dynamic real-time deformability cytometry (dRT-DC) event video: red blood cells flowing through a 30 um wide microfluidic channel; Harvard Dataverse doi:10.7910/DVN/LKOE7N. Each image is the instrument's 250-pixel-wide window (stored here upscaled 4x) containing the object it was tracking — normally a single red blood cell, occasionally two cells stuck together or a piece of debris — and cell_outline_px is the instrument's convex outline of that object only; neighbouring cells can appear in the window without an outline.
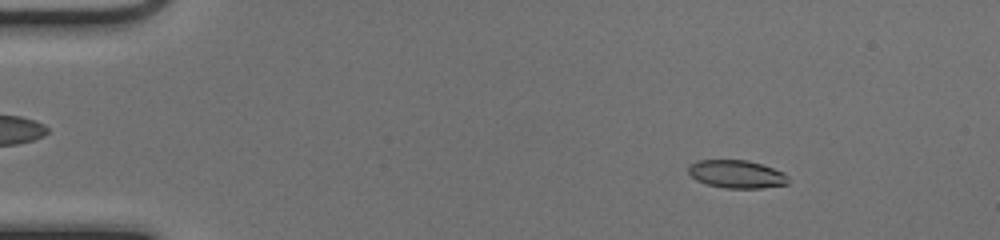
{"species": "common noctule bat (a hibernating species)", "species_latin": "Nyctalus noctula", "temperature_condition": "cold", "stored_images_in_passage": 43, "camera_frame_rate_fps": 3000, "um_per_image_px": 0.085, "animal": {"sex": "female", "body_mass_g": 17.0, "forearm_length_mm": 48.0}, "frame": {"image": 1, "passage_image": 7, "time_ms": 2.0, "image_size_px": [1000, 240], "cell_outline_px": [[788, 184], [760, 188], [724, 188], [708, 184], [696, 180], [688, 172], [688, 168], [692, 164], [700, 160], [748, 160], [784, 172], [788, 176]], "centroid_in_image_um": [62.63, 14.8], "position_along_channel_um": 22.4, "area_um2": 16.13}}
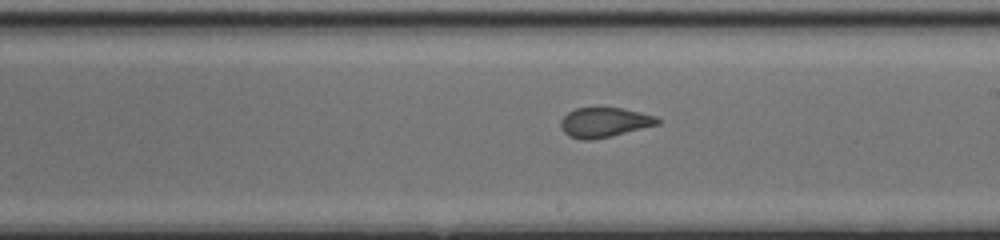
{"frame": {"image": 2, "passage_image": 22, "time_ms": 7.0, "image_size_px": [1000, 240], "cell_outline_px": [[660, 124], [612, 136], [592, 140], [584, 140], [568, 136], [560, 128], [560, 120], [568, 112], [576, 108], [620, 108], [640, 112], [656, 116], [660, 120]], "centroid_in_image_um": [51.36, 10.41], "position_along_channel_um": 237.6, "area_um2": 16.82}}
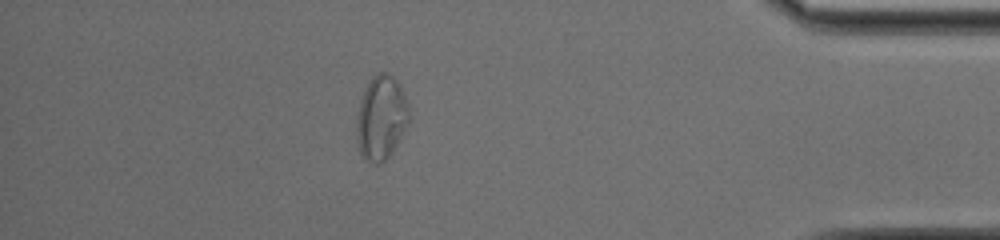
{"frame": {"image": 3, "passage_image": 37, "time_ms": 12.0, "image_size_px": [1000, 240], "cell_outline_px": [[408, 124], [392, 152], [380, 164], [372, 164], [364, 160], [360, 156], [356, 140], [356, 120], [360, 100], [368, 80], [376, 72], [388, 72], [400, 84], [408, 104]], "centroid_in_image_um": [32.36, 10.01], "position_along_channel_um": 402.8, "area_um2": 26.13}}